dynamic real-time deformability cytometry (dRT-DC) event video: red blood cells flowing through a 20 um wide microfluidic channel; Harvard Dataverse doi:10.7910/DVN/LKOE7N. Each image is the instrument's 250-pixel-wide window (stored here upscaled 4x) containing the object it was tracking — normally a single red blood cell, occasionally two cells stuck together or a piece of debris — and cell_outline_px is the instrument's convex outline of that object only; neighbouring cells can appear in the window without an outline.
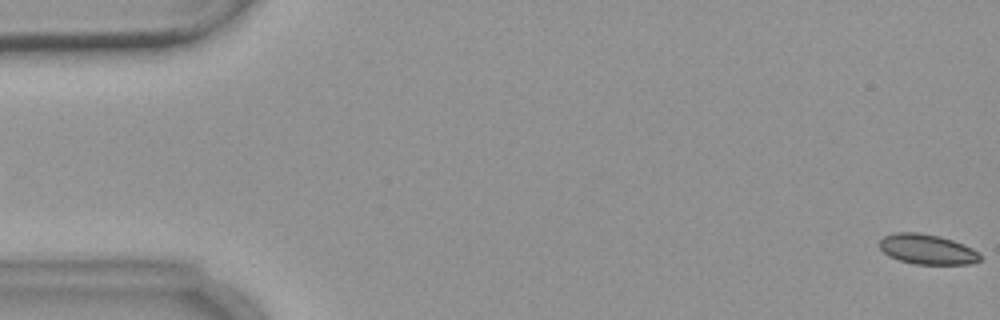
{"species": "common noctule bat (a hibernating species)", "species_latin": "Nyctalus noctula", "temperature_condition": "warm", "stored_images_in_passage": 5, "camera_frame_rate_fps": 3000, "um_per_image_px": 0.085, "animal": {"sex": "female", "body_mass_g": 18.4}, "frame": {"image": 1, "passage_image": 5, "time_ms": 6.0, "image_size_px": [1000, 320], "cell_outline_px": [[980, 260], [972, 264], [916, 264], [900, 260], [888, 256], [876, 244], [884, 236], [896, 232], [916, 232], [940, 236], [952, 240], [972, 248], [980, 256]], "centroid_in_image_um": [78.76, 21.18], "position_along_channel_um": 6.2, "area_um2": 17.57}}